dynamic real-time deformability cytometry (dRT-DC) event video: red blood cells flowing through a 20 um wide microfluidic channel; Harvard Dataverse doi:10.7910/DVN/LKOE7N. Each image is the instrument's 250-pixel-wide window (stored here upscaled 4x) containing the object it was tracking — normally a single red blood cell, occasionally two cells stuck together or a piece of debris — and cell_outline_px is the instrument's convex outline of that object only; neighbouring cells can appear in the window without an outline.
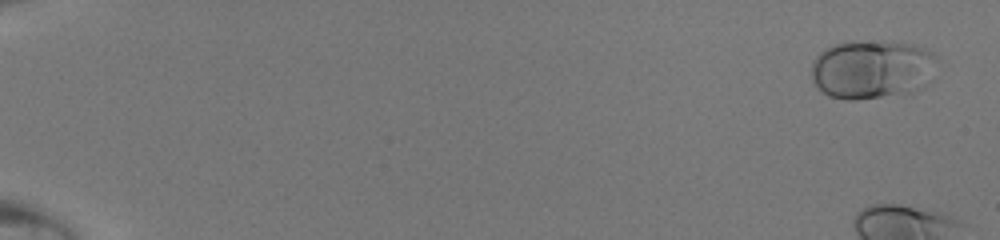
{"species": "human", "species_latin": "Homo sapiens", "temperature_condition": "room temperature", "stored_images_in_passage": 12, "camera_frame_rate_fps": 3000, "um_per_image_px": 0.085, "donor": {"sex": "male"}, "frame": {"image": 1, "passage_image": 3, "time_ms": 0.667, "image_size_px": [1000, 240], "cell_outline_px": [[940, 56], [924, 88], [912, 96], [856, 100], [844, 100], [828, 96], [812, 80], [812, 60], [824, 48], [832, 44], [852, 40], [880, 40], [912, 44], [924, 48]], "centroid_in_image_um": [74.17, 5.91], "position_along_channel_um": 10.8, "area_um2": 44.91}}